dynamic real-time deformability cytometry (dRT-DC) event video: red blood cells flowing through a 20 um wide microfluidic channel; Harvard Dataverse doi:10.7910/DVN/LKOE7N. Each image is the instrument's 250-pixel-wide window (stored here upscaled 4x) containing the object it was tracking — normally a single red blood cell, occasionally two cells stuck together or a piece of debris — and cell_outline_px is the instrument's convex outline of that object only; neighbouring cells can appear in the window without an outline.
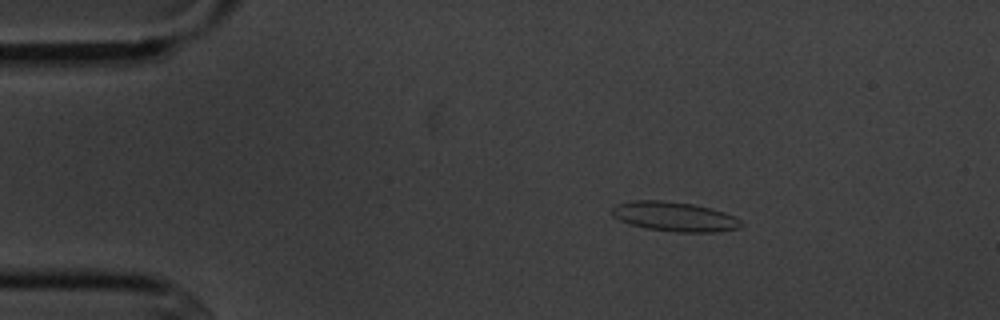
{"species": "common noctule bat (a hibernating species)", "species_latin": "Nyctalus noctula", "temperature_condition": "cold", "stored_images_in_passage": 4, "camera_frame_rate_fps": 3000, "um_per_image_px": 0.085, "animal": {"sex": "male", "body_mass_g": 20.1, "forearm_length_mm": 53.5}, "frame": {"image": 1, "passage_image": 2, "time_ms": 1.333, "image_size_px": [1000, 320], "cell_outline_px": [[744, 224], [740, 228], [716, 232], [676, 232], [648, 228], [632, 224], [620, 220], [612, 216], [612, 208], [616, 204], [632, 200], [660, 200], [692, 204], [712, 208], [724, 212], [740, 220]], "centroid_in_image_um": [57.34, 18.41], "position_along_channel_um": 27.7, "area_um2": 22.14}}